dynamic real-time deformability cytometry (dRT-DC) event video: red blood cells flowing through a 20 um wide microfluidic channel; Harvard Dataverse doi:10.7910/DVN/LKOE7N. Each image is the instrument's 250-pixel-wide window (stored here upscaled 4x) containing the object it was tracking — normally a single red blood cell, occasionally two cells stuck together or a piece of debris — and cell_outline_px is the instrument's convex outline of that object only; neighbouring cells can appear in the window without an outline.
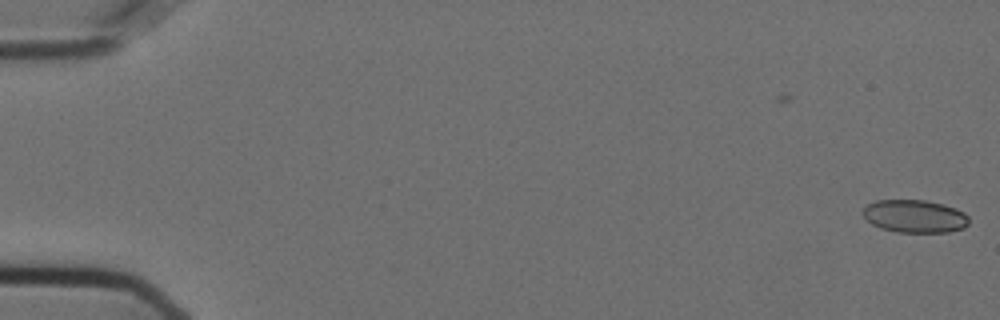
{"species": "Egyptian fruit bat (a non-hibernating species)", "species_latin": "Rousettus aegyptiacus", "temperature_condition": "cold", "stored_images_in_passage": 2, "camera_frame_rate_fps": 3000, "um_per_image_px": 0.085, "animal": {"sex": "female"}, "frame": {"image": 1, "passage_image": 2, "time_ms": 0.333, "image_size_px": [1000, 320], "cell_outline_px": [[968, 224], [964, 228], [948, 232], [896, 232], [880, 228], [872, 224], [860, 212], [868, 204], [876, 200], [924, 200], [944, 204], [956, 208], [964, 212], [968, 216]], "centroid_in_image_um": [77.75, 18.38], "position_along_channel_um": 7.2, "area_um2": 20.4}}